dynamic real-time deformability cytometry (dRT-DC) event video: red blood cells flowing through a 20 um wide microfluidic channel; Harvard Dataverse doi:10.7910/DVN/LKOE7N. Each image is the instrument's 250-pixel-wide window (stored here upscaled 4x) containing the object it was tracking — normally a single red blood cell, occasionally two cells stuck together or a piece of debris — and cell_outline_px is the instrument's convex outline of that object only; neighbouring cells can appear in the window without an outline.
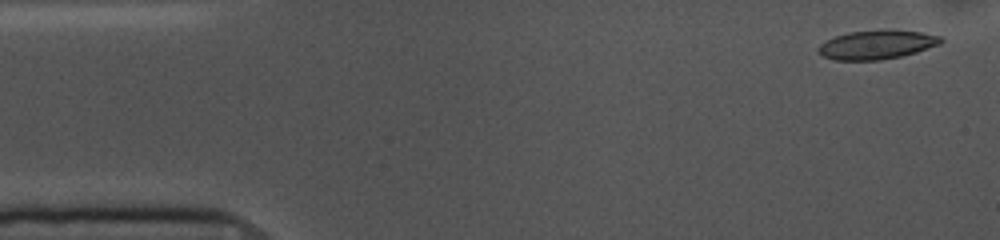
{"species": "common noctule bat (a hibernating species)", "species_latin": "Nyctalus noctula", "temperature_condition": "cold", "stored_images_in_passage": 53, "camera_frame_rate_fps": 3000, "um_per_image_px": 0.085, "animal": {"sex": "female", "body_mass_g": 10.0, "forearm_length_mm": 53.1}, "frame": {"image": 1, "passage_image": 2, "time_ms": 0.333, "image_size_px": [1000, 240], "cell_outline_px": [[944, 40], [940, 44], [916, 52], [900, 56], [880, 60], [832, 60], [824, 56], [816, 48], [820, 44], [836, 36], [848, 32], [888, 28], [920, 32], [940, 36]], "centroid_in_image_um": [74.54, 3.78], "position_along_channel_um": 10.5, "area_um2": 20.81}}
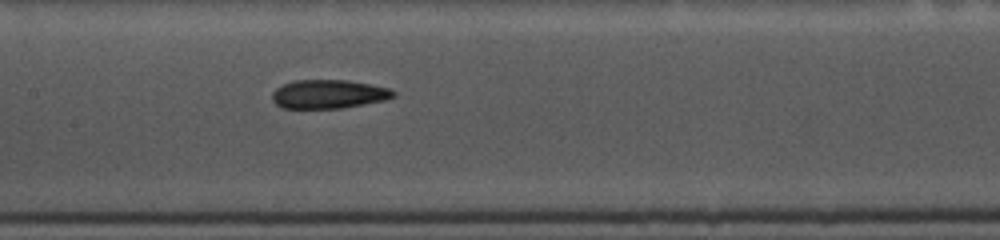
{"frame": {"image": 2, "passage_image": 24, "time_ms": 7.667, "image_size_px": [1000, 240], "cell_outline_px": [[396, 96], [384, 100], [344, 108], [280, 108], [272, 100], [272, 92], [276, 88], [284, 84], [296, 80], [348, 80], [388, 88], [396, 92]], "centroid_in_image_um": [27.91, 8.0], "position_along_channel_um": 179.5, "area_um2": 20.29}}
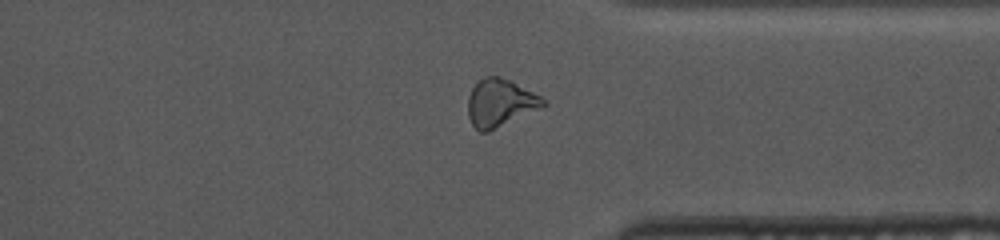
{"frame": {"image": 3, "passage_image": 40, "time_ms": 13.0, "image_size_px": [1000, 240], "cell_outline_px": [[548, 104], [488, 132], [480, 132], [472, 124], [468, 116], [468, 96], [472, 88], [484, 76], [500, 76], [512, 80], [540, 96]], "centroid_in_image_um": [42.49, 8.73], "position_along_channel_um": 368.9, "area_um2": 20.75}, "authors_computed_cell_mechanics": {"area_um2": 20.808, "velocity_mm_per_s": 3.6303, "shape_relaxation_time_tau1_ms": 5.8682, "shape_relaxation_time_tau2_ms": 5.2444, "deformation_change_tau1": 0.1629, "deformation_change_tau2": 0.1486}}